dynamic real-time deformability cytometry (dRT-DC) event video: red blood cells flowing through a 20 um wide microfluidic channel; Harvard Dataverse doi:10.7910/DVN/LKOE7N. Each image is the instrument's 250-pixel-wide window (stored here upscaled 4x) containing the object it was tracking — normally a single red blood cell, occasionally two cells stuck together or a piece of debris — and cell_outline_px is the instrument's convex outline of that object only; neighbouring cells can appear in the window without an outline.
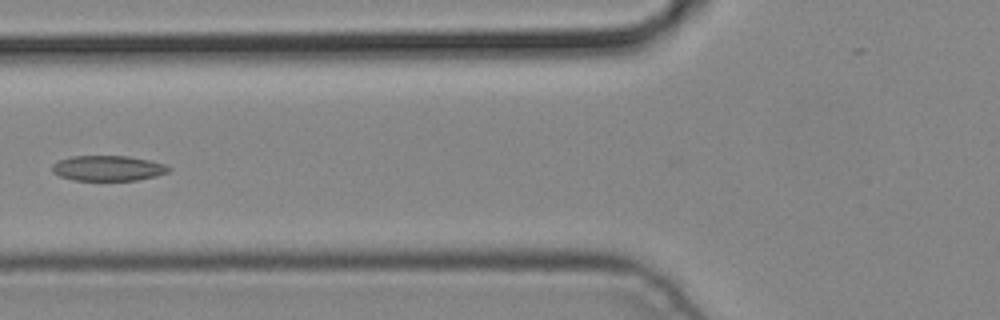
{"species": "common noctule bat (a hibernating species)", "species_latin": "Nyctalus noctula", "temperature_condition": "cold", "stored_images_in_passage": 5, "camera_frame_rate_fps": 3000, "um_per_image_px": 0.085, "animal": {"sex": "male", "body_mass_g": 19.2, "forearm_length_mm": 51.8}, "frame": {"image": 1, "passage_image": 4, "time_ms": 1.0, "image_size_px": [1000, 320], "cell_outline_px": [[172, 168], [168, 172], [156, 176], [136, 180], [72, 180], [60, 176], [52, 172], [52, 164], [60, 160], [72, 156], [128, 156], [148, 160], [164, 164]], "centroid_in_image_um": [9.17, 14.3], "position_along_channel_um": 116.6, "area_um2": 17.11}}
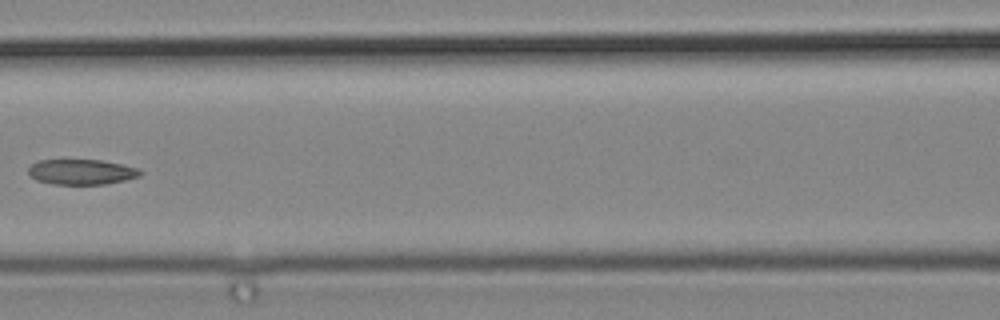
{"frame": {"image": 2, "passage_image": 5, "time_ms": 1.333, "image_size_px": [1000, 320], "cell_outline_px": [[144, 172], [140, 176], [124, 180], [104, 184], [52, 184], [36, 180], [28, 172], [28, 168], [32, 164], [40, 160], [100, 160], [124, 164], [136, 168]], "centroid_in_image_um": [6.94, 14.61], "position_along_channel_um": 159.7, "area_um2": 16.42}}